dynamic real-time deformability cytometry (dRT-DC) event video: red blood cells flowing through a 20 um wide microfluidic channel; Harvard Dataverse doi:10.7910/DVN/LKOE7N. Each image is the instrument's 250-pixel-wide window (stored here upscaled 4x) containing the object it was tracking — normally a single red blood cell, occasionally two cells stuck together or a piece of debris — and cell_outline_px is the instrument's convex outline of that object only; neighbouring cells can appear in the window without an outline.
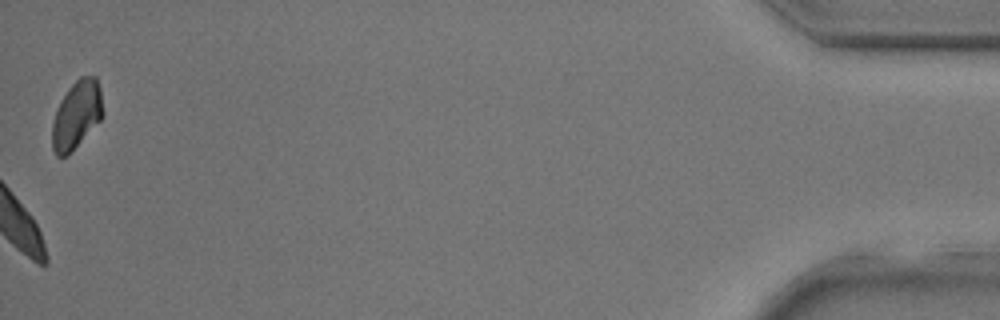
{"species": "common noctule bat (a hibernating species)", "species_latin": "Nyctalus noctula", "temperature_condition": "room temperature", "stored_images_in_passage": 31, "camera_frame_rate_fps": 3000, "um_per_image_px": 0.085, "animal": {"sex": "male", "body_mass_g": 17.9, "forearm_length_mm": 54.2}, "frame": {"image": 1, "passage_image": 31, "time_ms": 10.0, "image_size_px": [1000, 320], "cell_outline_px": [[104, 116], [64, 156], [56, 156], [52, 148], [52, 124], [56, 108], [60, 100], [68, 88], [80, 76], [96, 76], [100, 88], [104, 112]], "centroid_in_image_um": [6.51, 9.69], "position_along_channel_um": 428.7, "area_um2": 19.77}}